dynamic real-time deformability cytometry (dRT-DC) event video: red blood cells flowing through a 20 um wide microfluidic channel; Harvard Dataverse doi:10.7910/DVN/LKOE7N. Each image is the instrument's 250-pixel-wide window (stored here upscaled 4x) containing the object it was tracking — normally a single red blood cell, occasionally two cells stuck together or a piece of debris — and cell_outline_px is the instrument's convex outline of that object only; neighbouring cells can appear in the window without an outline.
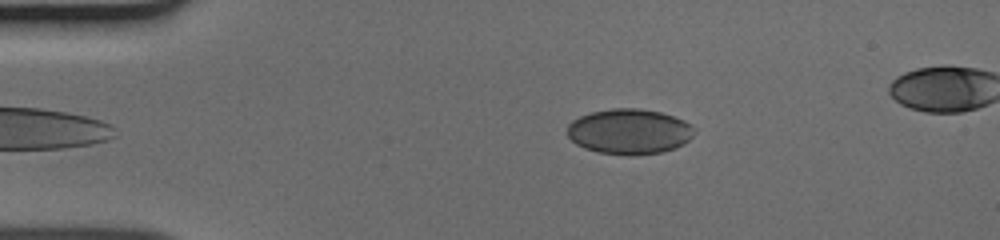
{"species": "human", "species_latin": "Homo sapiens", "temperature_condition": "cold", "stored_images_in_passage": 41, "camera_frame_rate_fps": 3000, "um_per_image_px": 0.085, "donor": {"sex": "male"}, "frame": {"image": 1, "passage_image": 2, "time_ms": 0.333, "image_size_px": [1000, 240], "cell_outline_px": [[692, 136], [684, 144], [676, 148], [660, 152], [600, 152], [584, 148], [576, 144], [568, 136], [568, 124], [572, 120], [580, 116], [592, 112], [612, 108], [640, 108], [660, 112], [684, 120], [692, 124]], "centroid_in_image_um": [53.48, 11.13], "position_along_channel_um": 31.5, "area_um2": 32.6}}
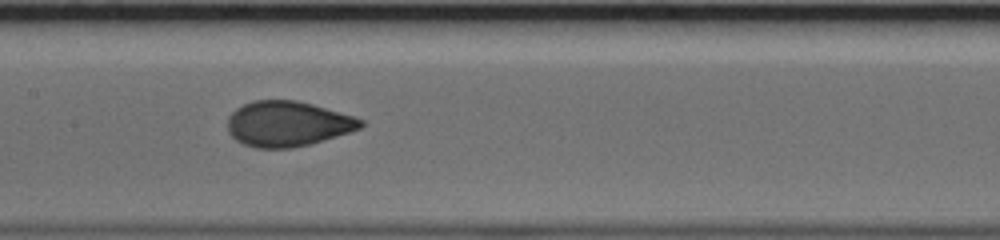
{"frame": {"image": 2, "passage_image": 17, "time_ms": 5.333, "image_size_px": [1000, 240], "cell_outline_px": [[364, 124], [360, 128], [348, 132], [308, 144], [292, 148], [256, 148], [244, 144], [236, 140], [228, 132], [228, 116], [236, 108], [252, 100], [296, 100], [312, 104], [352, 116], [364, 120]], "centroid_in_image_um": [24.4, 10.52], "position_along_channel_um": 183.0, "area_um2": 34.8}}
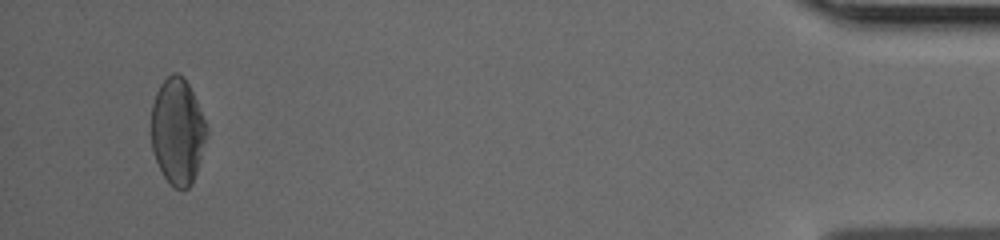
{"frame": {"image": 3, "passage_image": 40, "time_ms": 13.0, "image_size_px": [1000, 240], "cell_outline_px": [[208, 132], [196, 172], [192, 184], [188, 188], [176, 188], [164, 176], [156, 160], [152, 148], [152, 104], [156, 92], [160, 84], [172, 72], [176, 72], [184, 76], [196, 100], [208, 128]], "centroid_in_image_um": [15.1, 11.13], "position_along_channel_um": 420.1, "area_um2": 33.93}}